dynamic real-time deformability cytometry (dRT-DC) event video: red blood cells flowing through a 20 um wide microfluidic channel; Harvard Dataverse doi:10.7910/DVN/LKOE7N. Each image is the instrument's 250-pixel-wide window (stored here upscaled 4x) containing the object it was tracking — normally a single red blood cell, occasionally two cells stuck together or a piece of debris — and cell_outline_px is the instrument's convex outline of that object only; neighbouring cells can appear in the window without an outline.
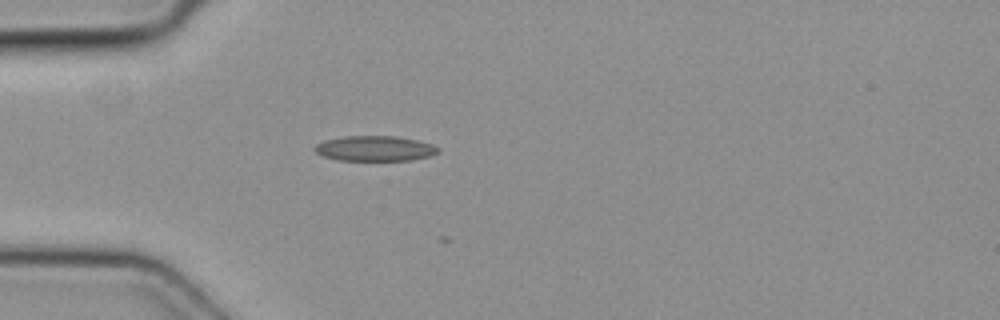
{"species": "common noctule bat (a hibernating species)", "species_latin": "Nyctalus noctula", "temperature_condition": "cold", "stored_images_in_passage": 1, "camera_frame_rate_fps": 3000, "um_per_image_px": 0.085, "animal": {"sex": "female", "body_mass_g": 19.3, "forearm_length_mm": 54.1}, "frame": {"image": 1, "passage_image": 1, "time_ms": 0.0, "image_size_px": [1000, 320], "cell_outline_px": [[440, 148], [436, 152], [428, 156], [412, 160], [340, 160], [324, 156], [316, 152], [312, 148], [316, 144], [324, 140], [344, 136], [396, 136], [416, 140], [432, 144]], "centroid_in_image_um": [31.83, 12.61], "position_along_channel_um": 53.2, "area_um2": 17.98}}